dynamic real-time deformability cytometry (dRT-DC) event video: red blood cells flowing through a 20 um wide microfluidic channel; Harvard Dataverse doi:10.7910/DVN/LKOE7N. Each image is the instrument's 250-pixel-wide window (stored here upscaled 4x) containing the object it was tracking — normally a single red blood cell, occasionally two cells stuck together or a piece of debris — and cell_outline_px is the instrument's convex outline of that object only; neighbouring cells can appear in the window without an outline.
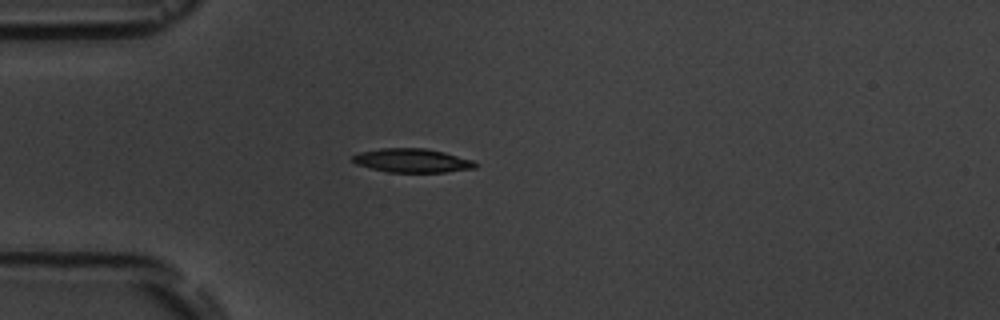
{"species": "common noctule bat (a hibernating species)", "species_latin": "Nyctalus noctula", "temperature_condition": "room temperature", "stored_images_in_passage": 2, "camera_frame_rate_fps": 3000, "um_per_image_px": 0.085, "animal": {"sex": "male", "body_mass_g": 19.5, "forearm_length_mm": 54.6}, "frame": {"image": 1, "passage_image": 1, "time_ms": 0.0, "image_size_px": [1000, 320], "cell_outline_px": [[480, 164], [476, 168], [444, 172], [388, 172], [356, 164], [352, 160], [352, 156], [360, 152], [380, 148], [424, 148], [444, 152], [472, 160]], "centroid_in_image_um": [35.05, 13.64], "position_along_channel_um": 49.9, "area_um2": 16.99}}